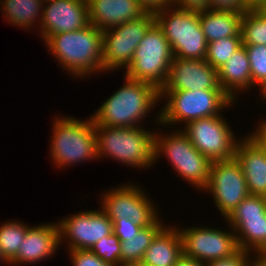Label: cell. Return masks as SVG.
<instances>
[{
  "mask_svg": "<svg viewBox=\"0 0 266 266\" xmlns=\"http://www.w3.org/2000/svg\"><path fill=\"white\" fill-rule=\"evenodd\" d=\"M42 41L70 77L85 79L103 72V31L92 24L68 33L49 35Z\"/></svg>",
  "mask_w": 266,
  "mask_h": 266,
  "instance_id": "6da1fadb",
  "label": "cell"
},
{
  "mask_svg": "<svg viewBox=\"0 0 266 266\" xmlns=\"http://www.w3.org/2000/svg\"><path fill=\"white\" fill-rule=\"evenodd\" d=\"M125 84L109 96L93 114L94 124L109 127H143V120L157 107L160 90L154 85L124 76ZM141 121V125H140Z\"/></svg>",
  "mask_w": 266,
  "mask_h": 266,
  "instance_id": "7a4b0ae2",
  "label": "cell"
},
{
  "mask_svg": "<svg viewBox=\"0 0 266 266\" xmlns=\"http://www.w3.org/2000/svg\"><path fill=\"white\" fill-rule=\"evenodd\" d=\"M142 127H109L95 124L97 157H110L133 168H152L154 130Z\"/></svg>",
  "mask_w": 266,
  "mask_h": 266,
  "instance_id": "3957f363",
  "label": "cell"
},
{
  "mask_svg": "<svg viewBox=\"0 0 266 266\" xmlns=\"http://www.w3.org/2000/svg\"><path fill=\"white\" fill-rule=\"evenodd\" d=\"M87 119L81 120L71 115L54 117L49 153L57 169L67 165L71 167L82 161L99 160L95 124L90 116Z\"/></svg>",
  "mask_w": 266,
  "mask_h": 266,
  "instance_id": "277c9868",
  "label": "cell"
},
{
  "mask_svg": "<svg viewBox=\"0 0 266 266\" xmlns=\"http://www.w3.org/2000/svg\"><path fill=\"white\" fill-rule=\"evenodd\" d=\"M163 99L167 101L153 121L160 127L173 128L177 123L185 126L200 118L221 115L223 109L233 108L237 103L224 90L160 91V100Z\"/></svg>",
  "mask_w": 266,
  "mask_h": 266,
  "instance_id": "5b68a950",
  "label": "cell"
},
{
  "mask_svg": "<svg viewBox=\"0 0 266 266\" xmlns=\"http://www.w3.org/2000/svg\"><path fill=\"white\" fill-rule=\"evenodd\" d=\"M160 156H165L175 173L199 192L207 186L212 162L193 146L181 129L169 134L155 130L154 162Z\"/></svg>",
  "mask_w": 266,
  "mask_h": 266,
  "instance_id": "8992f818",
  "label": "cell"
},
{
  "mask_svg": "<svg viewBox=\"0 0 266 266\" xmlns=\"http://www.w3.org/2000/svg\"><path fill=\"white\" fill-rule=\"evenodd\" d=\"M154 15L155 23L169 42L173 57L205 59L208 42L200 25L199 12L169 5Z\"/></svg>",
  "mask_w": 266,
  "mask_h": 266,
  "instance_id": "52a82bcc",
  "label": "cell"
},
{
  "mask_svg": "<svg viewBox=\"0 0 266 266\" xmlns=\"http://www.w3.org/2000/svg\"><path fill=\"white\" fill-rule=\"evenodd\" d=\"M172 60L169 42L155 23L140 41L124 76L150 83L161 90L168 79Z\"/></svg>",
  "mask_w": 266,
  "mask_h": 266,
  "instance_id": "ba28073f",
  "label": "cell"
},
{
  "mask_svg": "<svg viewBox=\"0 0 266 266\" xmlns=\"http://www.w3.org/2000/svg\"><path fill=\"white\" fill-rule=\"evenodd\" d=\"M155 24L154 12L103 30V73L130 66L136 48Z\"/></svg>",
  "mask_w": 266,
  "mask_h": 266,
  "instance_id": "9c48e42d",
  "label": "cell"
},
{
  "mask_svg": "<svg viewBox=\"0 0 266 266\" xmlns=\"http://www.w3.org/2000/svg\"><path fill=\"white\" fill-rule=\"evenodd\" d=\"M143 190L134 182L108 189L101 193L100 208L110 220L127 218L142 227L153 225L160 218L158 208Z\"/></svg>",
  "mask_w": 266,
  "mask_h": 266,
  "instance_id": "30bf717a",
  "label": "cell"
},
{
  "mask_svg": "<svg viewBox=\"0 0 266 266\" xmlns=\"http://www.w3.org/2000/svg\"><path fill=\"white\" fill-rule=\"evenodd\" d=\"M182 128L193 146L211 162L234 157L240 138H236L222 114L191 121Z\"/></svg>",
  "mask_w": 266,
  "mask_h": 266,
  "instance_id": "8fae6325",
  "label": "cell"
},
{
  "mask_svg": "<svg viewBox=\"0 0 266 266\" xmlns=\"http://www.w3.org/2000/svg\"><path fill=\"white\" fill-rule=\"evenodd\" d=\"M224 221L233 229L240 249L266 252V197L248 195Z\"/></svg>",
  "mask_w": 266,
  "mask_h": 266,
  "instance_id": "7c38bea8",
  "label": "cell"
},
{
  "mask_svg": "<svg viewBox=\"0 0 266 266\" xmlns=\"http://www.w3.org/2000/svg\"><path fill=\"white\" fill-rule=\"evenodd\" d=\"M204 191L212 194L213 203L223 219L249 195L247 182L235 157L212 162Z\"/></svg>",
  "mask_w": 266,
  "mask_h": 266,
  "instance_id": "4fadbf2b",
  "label": "cell"
},
{
  "mask_svg": "<svg viewBox=\"0 0 266 266\" xmlns=\"http://www.w3.org/2000/svg\"><path fill=\"white\" fill-rule=\"evenodd\" d=\"M178 227L182 242L183 255L189 258L209 263L235 254L240 248L236 235L230 226V231L220 228Z\"/></svg>",
  "mask_w": 266,
  "mask_h": 266,
  "instance_id": "5bb4252c",
  "label": "cell"
},
{
  "mask_svg": "<svg viewBox=\"0 0 266 266\" xmlns=\"http://www.w3.org/2000/svg\"><path fill=\"white\" fill-rule=\"evenodd\" d=\"M57 224L59 245L67 242V251L90 249L99 240L113 233V222L100 207L65 216Z\"/></svg>",
  "mask_w": 266,
  "mask_h": 266,
  "instance_id": "9a60e30c",
  "label": "cell"
},
{
  "mask_svg": "<svg viewBox=\"0 0 266 266\" xmlns=\"http://www.w3.org/2000/svg\"><path fill=\"white\" fill-rule=\"evenodd\" d=\"M223 90L218 71L205 59L173 57L168 79L160 91Z\"/></svg>",
  "mask_w": 266,
  "mask_h": 266,
  "instance_id": "2e32d148",
  "label": "cell"
},
{
  "mask_svg": "<svg viewBox=\"0 0 266 266\" xmlns=\"http://www.w3.org/2000/svg\"><path fill=\"white\" fill-rule=\"evenodd\" d=\"M46 4V5H45ZM40 39L68 33L90 25L87 0H50L44 3Z\"/></svg>",
  "mask_w": 266,
  "mask_h": 266,
  "instance_id": "e0dca14e",
  "label": "cell"
},
{
  "mask_svg": "<svg viewBox=\"0 0 266 266\" xmlns=\"http://www.w3.org/2000/svg\"><path fill=\"white\" fill-rule=\"evenodd\" d=\"M58 248L60 249L57 222L30 226L21 242L17 256L8 266L29 265L50 259L56 254Z\"/></svg>",
  "mask_w": 266,
  "mask_h": 266,
  "instance_id": "ac0fdd59",
  "label": "cell"
},
{
  "mask_svg": "<svg viewBox=\"0 0 266 266\" xmlns=\"http://www.w3.org/2000/svg\"><path fill=\"white\" fill-rule=\"evenodd\" d=\"M90 24L97 29L135 20L146 13L137 0H87Z\"/></svg>",
  "mask_w": 266,
  "mask_h": 266,
  "instance_id": "d6986e66",
  "label": "cell"
},
{
  "mask_svg": "<svg viewBox=\"0 0 266 266\" xmlns=\"http://www.w3.org/2000/svg\"><path fill=\"white\" fill-rule=\"evenodd\" d=\"M234 157L241 166L249 195L266 197V157L260 148L246 135L237 142Z\"/></svg>",
  "mask_w": 266,
  "mask_h": 266,
  "instance_id": "ffe728a7",
  "label": "cell"
},
{
  "mask_svg": "<svg viewBox=\"0 0 266 266\" xmlns=\"http://www.w3.org/2000/svg\"><path fill=\"white\" fill-rule=\"evenodd\" d=\"M217 71L220 87L234 102L238 99L237 95L252 88L250 62L244 45Z\"/></svg>",
  "mask_w": 266,
  "mask_h": 266,
  "instance_id": "44dd1931",
  "label": "cell"
},
{
  "mask_svg": "<svg viewBox=\"0 0 266 266\" xmlns=\"http://www.w3.org/2000/svg\"><path fill=\"white\" fill-rule=\"evenodd\" d=\"M183 255V242L177 226L166 225L154 237L141 261L146 266H174Z\"/></svg>",
  "mask_w": 266,
  "mask_h": 266,
  "instance_id": "7402d4cb",
  "label": "cell"
},
{
  "mask_svg": "<svg viewBox=\"0 0 266 266\" xmlns=\"http://www.w3.org/2000/svg\"><path fill=\"white\" fill-rule=\"evenodd\" d=\"M243 13L205 10L199 12V21L208 43L226 37H241L240 23Z\"/></svg>",
  "mask_w": 266,
  "mask_h": 266,
  "instance_id": "603a6c76",
  "label": "cell"
},
{
  "mask_svg": "<svg viewBox=\"0 0 266 266\" xmlns=\"http://www.w3.org/2000/svg\"><path fill=\"white\" fill-rule=\"evenodd\" d=\"M44 3L43 0H1L0 10H3L1 13H4L3 17L6 18L8 25L13 24L28 31L33 29L35 27L33 25L37 23L41 25L42 17L40 16L43 13Z\"/></svg>",
  "mask_w": 266,
  "mask_h": 266,
  "instance_id": "cb8c5ba5",
  "label": "cell"
},
{
  "mask_svg": "<svg viewBox=\"0 0 266 266\" xmlns=\"http://www.w3.org/2000/svg\"><path fill=\"white\" fill-rule=\"evenodd\" d=\"M163 223L164 221H162L160 216L153 225L142 227L137 236H132L131 238H128V240L122 241L120 266L141 263L145 251L150 246L154 237L164 226H166V224Z\"/></svg>",
  "mask_w": 266,
  "mask_h": 266,
  "instance_id": "d4e9b609",
  "label": "cell"
},
{
  "mask_svg": "<svg viewBox=\"0 0 266 266\" xmlns=\"http://www.w3.org/2000/svg\"><path fill=\"white\" fill-rule=\"evenodd\" d=\"M29 227L19 220L6 221L0 225V253L8 264L17 256Z\"/></svg>",
  "mask_w": 266,
  "mask_h": 266,
  "instance_id": "484cf974",
  "label": "cell"
},
{
  "mask_svg": "<svg viewBox=\"0 0 266 266\" xmlns=\"http://www.w3.org/2000/svg\"><path fill=\"white\" fill-rule=\"evenodd\" d=\"M240 35L243 45H266V17L256 9L242 15Z\"/></svg>",
  "mask_w": 266,
  "mask_h": 266,
  "instance_id": "4316f807",
  "label": "cell"
},
{
  "mask_svg": "<svg viewBox=\"0 0 266 266\" xmlns=\"http://www.w3.org/2000/svg\"><path fill=\"white\" fill-rule=\"evenodd\" d=\"M241 37H226L208 43L206 62L218 70L242 46Z\"/></svg>",
  "mask_w": 266,
  "mask_h": 266,
  "instance_id": "83f0119b",
  "label": "cell"
},
{
  "mask_svg": "<svg viewBox=\"0 0 266 266\" xmlns=\"http://www.w3.org/2000/svg\"><path fill=\"white\" fill-rule=\"evenodd\" d=\"M248 53L252 87L257 86L258 92L266 87V45H244Z\"/></svg>",
  "mask_w": 266,
  "mask_h": 266,
  "instance_id": "f1b7e54d",
  "label": "cell"
},
{
  "mask_svg": "<svg viewBox=\"0 0 266 266\" xmlns=\"http://www.w3.org/2000/svg\"><path fill=\"white\" fill-rule=\"evenodd\" d=\"M90 250L104 262L120 266L121 242L114 233L99 240Z\"/></svg>",
  "mask_w": 266,
  "mask_h": 266,
  "instance_id": "f546056e",
  "label": "cell"
},
{
  "mask_svg": "<svg viewBox=\"0 0 266 266\" xmlns=\"http://www.w3.org/2000/svg\"><path fill=\"white\" fill-rule=\"evenodd\" d=\"M67 252L70 255L72 266H114L104 262L90 249L70 250Z\"/></svg>",
  "mask_w": 266,
  "mask_h": 266,
  "instance_id": "4dcf8cb0",
  "label": "cell"
},
{
  "mask_svg": "<svg viewBox=\"0 0 266 266\" xmlns=\"http://www.w3.org/2000/svg\"><path fill=\"white\" fill-rule=\"evenodd\" d=\"M113 222V233L118 237L120 242L128 240L132 236H137L138 232L142 228L132 220L124 218L123 220H111Z\"/></svg>",
  "mask_w": 266,
  "mask_h": 266,
  "instance_id": "1f68e13d",
  "label": "cell"
},
{
  "mask_svg": "<svg viewBox=\"0 0 266 266\" xmlns=\"http://www.w3.org/2000/svg\"><path fill=\"white\" fill-rule=\"evenodd\" d=\"M252 255L246 250L239 249L229 257L207 263V266H251Z\"/></svg>",
  "mask_w": 266,
  "mask_h": 266,
  "instance_id": "d6a6232c",
  "label": "cell"
},
{
  "mask_svg": "<svg viewBox=\"0 0 266 266\" xmlns=\"http://www.w3.org/2000/svg\"><path fill=\"white\" fill-rule=\"evenodd\" d=\"M248 9L244 0H209V10L244 13Z\"/></svg>",
  "mask_w": 266,
  "mask_h": 266,
  "instance_id": "836d02e7",
  "label": "cell"
},
{
  "mask_svg": "<svg viewBox=\"0 0 266 266\" xmlns=\"http://www.w3.org/2000/svg\"><path fill=\"white\" fill-rule=\"evenodd\" d=\"M254 131L249 132L247 136L260 148L266 157V118L259 121Z\"/></svg>",
  "mask_w": 266,
  "mask_h": 266,
  "instance_id": "e575fe53",
  "label": "cell"
},
{
  "mask_svg": "<svg viewBox=\"0 0 266 266\" xmlns=\"http://www.w3.org/2000/svg\"><path fill=\"white\" fill-rule=\"evenodd\" d=\"M172 5L193 12L209 10V0H173Z\"/></svg>",
  "mask_w": 266,
  "mask_h": 266,
  "instance_id": "d590c367",
  "label": "cell"
},
{
  "mask_svg": "<svg viewBox=\"0 0 266 266\" xmlns=\"http://www.w3.org/2000/svg\"><path fill=\"white\" fill-rule=\"evenodd\" d=\"M146 12H156L165 6L172 5L173 0H137Z\"/></svg>",
  "mask_w": 266,
  "mask_h": 266,
  "instance_id": "8d00e7d4",
  "label": "cell"
},
{
  "mask_svg": "<svg viewBox=\"0 0 266 266\" xmlns=\"http://www.w3.org/2000/svg\"><path fill=\"white\" fill-rule=\"evenodd\" d=\"M174 266H207V263L182 255Z\"/></svg>",
  "mask_w": 266,
  "mask_h": 266,
  "instance_id": "74e56055",
  "label": "cell"
},
{
  "mask_svg": "<svg viewBox=\"0 0 266 266\" xmlns=\"http://www.w3.org/2000/svg\"><path fill=\"white\" fill-rule=\"evenodd\" d=\"M251 266H266V252L253 253Z\"/></svg>",
  "mask_w": 266,
  "mask_h": 266,
  "instance_id": "f35d334b",
  "label": "cell"
},
{
  "mask_svg": "<svg viewBox=\"0 0 266 266\" xmlns=\"http://www.w3.org/2000/svg\"><path fill=\"white\" fill-rule=\"evenodd\" d=\"M263 0H244V3L250 9H256V7L262 2Z\"/></svg>",
  "mask_w": 266,
  "mask_h": 266,
  "instance_id": "ab89813d",
  "label": "cell"
},
{
  "mask_svg": "<svg viewBox=\"0 0 266 266\" xmlns=\"http://www.w3.org/2000/svg\"><path fill=\"white\" fill-rule=\"evenodd\" d=\"M256 10L266 17V0H263L257 7Z\"/></svg>",
  "mask_w": 266,
  "mask_h": 266,
  "instance_id": "60d3db41",
  "label": "cell"
},
{
  "mask_svg": "<svg viewBox=\"0 0 266 266\" xmlns=\"http://www.w3.org/2000/svg\"><path fill=\"white\" fill-rule=\"evenodd\" d=\"M260 97L266 101V87L260 92Z\"/></svg>",
  "mask_w": 266,
  "mask_h": 266,
  "instance_id": "b9f144b4",
  "label": "cell"
},
{
  "mask_svg": "<svg viewBox=\"0 0 266 266\" xmlns=\"http://www.w3.org/2000/svg\"><path fill=\"white\" fill-rule=\"evenodd\" d=\"M125 266H146V265H144L142 263H133V264H127Z\"/></svg>",
  "mask_w": 266,
  "mask_h": 266,
  "instance_id": "7bdbcfd3",
  "label": "cell"
},
{
  "mask_svg": "<svg viewBox=\"0 0 266 266\" xmlns=\"http://www.w3.org/2000/svg\"><path fill=\"white\" fill-rule=\"evenodd\" d=\"M3 263V264H8L5 260H4V258L2 257V255H1V253H0V263Z\"/></svg>",
  "mask_w": 266,
  "mask_h": 266,
  "instance_id": "ee69618b",
  "label": "cell"
}]
</instances>
